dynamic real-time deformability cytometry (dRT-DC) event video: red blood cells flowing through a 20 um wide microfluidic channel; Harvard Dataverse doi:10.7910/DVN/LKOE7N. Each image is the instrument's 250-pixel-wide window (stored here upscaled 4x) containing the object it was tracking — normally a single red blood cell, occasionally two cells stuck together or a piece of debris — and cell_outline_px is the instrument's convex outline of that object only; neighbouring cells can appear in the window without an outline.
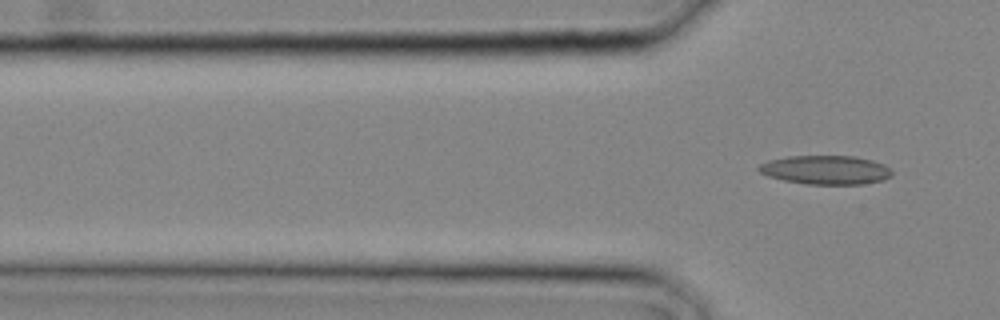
{"species": "common noctule bat (a hibernating species)", "species_latin": "Nyctalus noctula", "temperature_condition": "cold", "stored_images_in_passage": 6, "segment_of_instrument_passage": [2, 2], "camera_frame_rate_fps": 3000, "um_per_image_px": 0.085, "animal": {"sex": "male", "body_mass_g": 20.4}, "frame": {"image": 1, "passage_image": 6, "time_ms": 1.667, "image_size_px": [1000, 320], "cell_outline_px": [[892, 176], [884, 180], [864, 184], [808, 184], [784, 180], [768, 176], [760, 172], [756, 168], [760, 164], [768, 160], [788, 156], [852, 156], [872, 160], [884, 164], [892, 172]], "centroid_in_image_um": [70.18, 14.44], "position_along_channel_um": 55.6, "area_um2": 22.43}}